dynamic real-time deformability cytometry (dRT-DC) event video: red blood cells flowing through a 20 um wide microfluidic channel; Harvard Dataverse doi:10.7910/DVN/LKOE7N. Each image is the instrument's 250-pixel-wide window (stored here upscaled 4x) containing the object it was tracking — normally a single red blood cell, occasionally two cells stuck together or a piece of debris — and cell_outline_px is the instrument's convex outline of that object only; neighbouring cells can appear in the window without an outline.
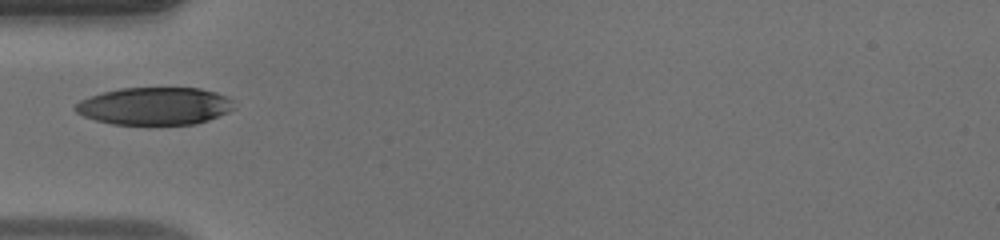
{"species": "human", "species_latin": "Homo sapiens", "temperature_condition": "warm", "stored_images_in_passage": 34, "camera_frame_rate_fps": 3000, "um_per_image_px": 0.085, "donor": {"sex": "male"}, "frame": {"image": 1, "passage_image": 1, "time_ms": 0.0, "image_size_px": [1000, 240], "cell_outline_px": [[236, 108], [228, 112], [208, 120], [196, 124], [112, 124], [96, 120], [84, 116], [76, 112], [72, 108], [80, 100], [88, 96], [120, 88], [200, 88], [216, 92], [228, 96], [232, 100]], "centroid_in_image_um": [13.16, 9.01], "position_along_channel_um": 71.8, "area_um2": 34.85}}
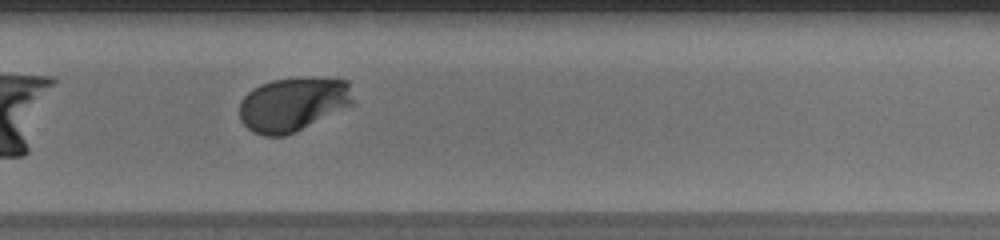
{"frame": {"image": 2, "passage_image": 18, "time_ms": 5.667, "image_size_px": [1000, 240], "cell_outline_px": [[356, 104], [296, 132], [284, 136], [264, 136], [252, 132], [240, 120], [240, 100], [252, 88], [260, 84], [272, 80], [296, 76], [312, 76], [348, 80]], "centroid_in_image_um": [24.95, 8.83], "position_along_channel_um": 304.9, "area_um2": 36.82}}
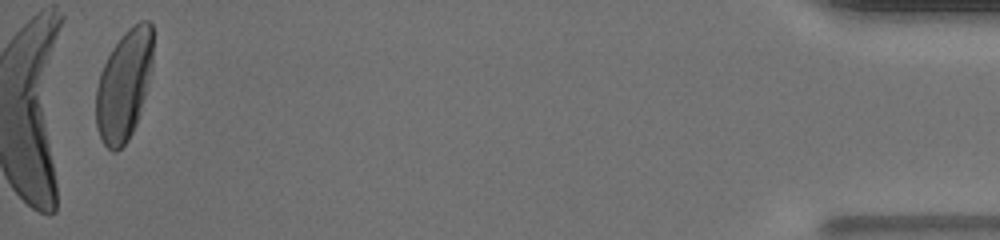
{"frame": {"image": 3, "passage_image": 33, "time_ms": 10.667, "image_size_px": [1000, 240], "cell_outline_px": [[152, 68], [140, 112], [136, 124], [128, 140], [116, 152], [112, 152], [104, 144], [100, 136], [96, 124], [96, 88], [100, 72], [112, 48], [124, 32], [128, 28], [140, 20], [148, 20], [152, 24]], "centroid_in_image_um": [10.54, 7.22], "position_along_channel_um": 424.7, "area_um2": 36.53}}